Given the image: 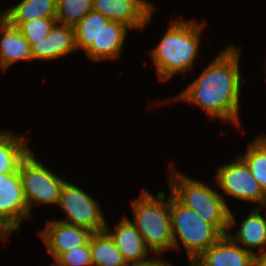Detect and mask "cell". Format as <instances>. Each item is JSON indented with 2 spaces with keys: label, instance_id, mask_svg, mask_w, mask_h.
I'll use <instances>...</instances> for the list:
<instances>
[{
  "label": "cell",
  "instance_id": "cell-4",
  "mask_svg": "<svg viewBox=\"0 0 266 266\" xmlns=\"http://www.w3.org/2000/svg\"><path fill=\"white\" fill-rule=\"evenodd\" d=\"M164 199V192H158L155 197L144 189L141 195L132 201V223L140 232L147 248L158 255L173 249L170 194L167 201Z\"/></svg>",
  "mask_w": 266,
  "mask_h": 266
},
{
  "label": "cell",
  "instance_id": "cell-9",
  "mask_svg": "<svg viewBox=\"0 0 266 266\" xmlns=\"http://www.w3.org/2000/svg\"><path fill=\"white\" fill-rule=\"evenodd\" d=\"M215 179L225 194L240 200L259 203L260 208L266 207V193L240 157L237 162L221 165Z\"/></svg>",
  "mask_w": 266,
  "mask_h": 266
},
{
  "label": "cell",
  "instance_id": "cell-14",
  "mask_svg": "<svg viewBox=\"0 0 266 266\" xmlns=\"http://www.w3.org/2000/svg\"><path fill=\"white\" fill-rule=\"evenodd\" d=\"M0 68L5 71L20 60H33L31 45L21 34L0 14Z\"/></svg>",
  "mask_w": 266,
  "mask_h": 266
},
{
  "label": "cell",
  "instance_id": "cell-3",
  "mask_svg": "<svg viewBox=\"0 0 266 266\" xmlns=\"http://www.w3.org/2000/svg\"><path fill=\"white\" fill-rule=\"evenodd\" d=\"M169 176L170 192L186 207L191 208L203 221L213 225L223 236L236 224L235 217L224 197L212 187L172 171Z\"/></svg>",
  "mask_w": 266,
  "mask_h": 266
},
{
  "label": "cell",
  "instance_id": "cell-16",
  "mask_svg": "<svg viewBox=\"0 0 266 266\" xmlns=\"http://www.w3.org/2000/svg\"><path fill=\"white\" fill-rule=\"evenodd\" d=\"M115 227L114 232H111L106 223L105 231L118 246L126 264L147 260V255L150 250L145 245L140 232L132 221L123 216L122 220Z\"/></svg>",
  "mask_w": 266,
  "mask_h": 266
},
{
  "label": "cell",
  "instance_id": "cell-20",
  "mask_svg": "<svg viewBox=\"0 0 266 266\" xmlns=\"http://www.w3.org/2000/svg\"><path fill=\"white\" fill-rule=\"evenodd\" d=\"M90 250L93 266H126L118 246L106 232L92 233Z\"/></svg>",
  "mask_w": 266,
  "mask_h": 266
},
{
  "label": "cell",
  "instance_id": "cell-22",
  "mask_svg": "<svg viewBox=\"0 0 266 266\" xmlns=\"http://www.w3.org/2000/svg\"><path fill=\"white\" fill-rule=\"evenodd\" d=\"M107 17L96 11H90L75 26L77 50H86L96 41L101 29L109 22Z\"/></svg>",
  "mask_w": 266,
  "mask_h": 266
},
{
  "label": "cell",
  "instance_id": "cell-5",
  "mask_svg": "<svg viewBox=\"0 0 266 266\" xmlns=\"http://www.w3.org/2000/svg\"><path fill=\"white\" fill-rule=\"evenodd\" d=\"M170 213L173 248L180 249L178 241L181 240L190 265L223 236L213 225L203 221L196 212L183 205L171 192Z\"/></svg>",
  "mask_w": 266,
  "mask_h": 266
},
{
  "label": "cell",
  "instance_id": "cell-6",
  "mask_svg": "<svg viewBox=\"0 0 266 266\" xmlns=\"http://www.w3.org/2000/svg\"><path fill=\"white\" fill-rule=\"evenodd\" d=\"M18 170L29 213L37 202L58 205L65 180L44 167L34 157L32 150L21 160Z\"/></svg>",
  "mask_w": 266,
  "mask_h": 266
},
{
  "label": "cell",
  "instance_id": "cell-15",
  "mask_svg": "<svg viewBox=\"0 0 266 266\" xmlns=\"http://www.w3.org/2000/svg\"><path fill=\"white\" fill-rule=\"evenodd\" d=\"M128 26L118 21H109L100 31L96 41L85 50L93 61L118 59L124 45Z\"/></svg>",
  "mask_w": 266,
  "mask_h": 266
},
{
  "label": "cell",
  "instance_id": "cell-17",
  "mask_svg": "<svg viewBox=\"0 0 266 266\" xmlns=\"http://www.w3.org/2000/svg\"><path fill=\"white\" fill-rule=\"evenodd\" d=\"M261 209L257 206L251 210L247 218L241 222L240 230L236 232L235 236H231L230 233L226 234L233 242L254 254L256 253L252 250L254 247H259L260 252L266 251L264 247L266 246V212L263 217Z\"/></svg>",
  "mask_w": 266,
  "mask_h": 266
},
{
  "label": "cell",
  "instance_id": "cell-10",
  "mask_svg": "<svg viewBox=\"0 0 266 266\" xmlns=\"http://www.w3.org/2000/svg\"><path fill=\"white\" fill-rule=\"evenodd\" d=\"M155 7L147 0H93V11L130 29H143Z\"/></svg>",
  "mask_w": 266,
  "mask_h": 266
},
{
  "label": "cell",
  "instance_id": "cell-23",
  "mask_svg": "<svg viewBox=\"0 0 266 266\" xmlns=\"http://www.w3.org/2000/svg\"><path fill=\"white\" fill-rule=\"evenodd\" d=\"M93 10V0H57L56 22L75 27Z\"/></svg>",
  "mask_w": 266,
  "mask_h": 266
},
{
  "label": "cell",
  "instance_id": "cell-7",
  "mask_svg": "<svg viewBox=\"0 0 266 266\" xmlns=\"http://www.w3.org/2000/svg\"><path fill=\"white\" fill-rule=\"evenodd\" d=\"M58 205L67 216L60 221L86 228L92 233L105 231L107 222L100 204L81 188L65 181Z\"/></svg>",
  "mask_w": 266,
  "mask_h": 266
},
{
  "label": "cell",
  "instance_id": "cell-2",
  "mask_svg": "<svg viewBox=\"0 0 266 266\" xmlns=\"http://www.w3.org/2000/svg\"><path fill=\"white\" fill-rule=\"evenodd\" d=\"M202 26L194 20L170 22L167 32L150 53L160 80H168L178 73L186 77L197 58Z\"/></svg>",
  "mask_w": 266,
  "mask_h": 266
},
{
  "label": "cell",
  "instance_id": "cell-27",
  "mask_svg": "<svg viewBox=\"0 0 266 266\" xmlns=\"http://www.w3.org/2000/svg\"><path fill=\"white\" fill-rule=\"evenodd\" d=\"M253 266H266V251L254 254V265Z\"/></svg>",
  "mask_w": 266,
  "mask_h": 266
},
{
  "label": "cell",
  "instance_id": "cell-8",
  "mask_svg": "<svg viewBox=\"0 0 266 266\" xmlns=\"http://www.w3.org/2000/svg\"><path fill=\"white\" fill-rule=\"evenodd\" d=\"M19 170L0 174V240L5 241L29 217Z\"/></svg>",
  "mask_w": 266,
  "mask_h": 266
},
{
  "label": "cell",
  "instance_id": "cell-19",
  "mask_svg": "<svg viewBox=\"0 0 266 266\" xmlns=\"http://www.w3.org/2000/svg\"><path fill=\"white\" fill-rule=\"evenodd\" d=\"M24 135L0 132V174L18 171L21 160L29 153Z\"/></svg>",
  "mask_w": 266,
  "mask_h": 266
},
{
  "label": "cell",
  "instance_id": "cell-26",
  "mask_svg": "<svg viewBox=\"0 0 266 266\" xmlns=\"http://www.w3.org/2000/svg\"><path fill=\"white\" fill-rule=\"evenodd\" d=\"M161 259L160 256L158 258H148L142 262L128 263L126 266H171L168 262Z\"/></svg>",
  "mask_w": 266,
  "mask_h": 266
},
{
  "label": "cell",
  "instance_id": "cell-21",
  "mask_svg": "<svg viewBox=\"0 0 266 266\" xmlns=\"http://www.w3.org/2000/svg\"><path fill=\"white\" fill-rule=\"evenodd\" d=\"M240 158L249 167L252 176L266 193V135L261 134L255 138Z\"/></svg>",
  "mask_w": 266,
  "mask_h": 266
},
{
  "label": "cell",
  "instance_id": "cell-12",
  "mask_svg": "<svg viewBox=\"0 0 266 266\" xmlns=\"http://www.w3.org/2000/svg\"><path fill=\"white\" fill-rule=\"evenodd\" d=\"M254 253L222 236L190 266H253Z\"/></svg>",
  "mask_w": 266,
  "mask_h": 266
},
{
  "label": "cell",
  "instance_id": "cell-24",
  "mask_svg": "<svg viewBox=\"0 0 266 266\" xmlns=\"http://www.w3.org/2000/svg\"><path fill=\"white\" fill-rule=\"evenodd\" d=\"M55 23V18H39L24 21L17 28L32 47L50 33Z\"/></svg>",
  "mask_w": 266,
  "mask_h": 266
},
{
  "label": "cell",
  "instance_id": "cell-13",
  "mask_svg": "<svg viewBox=\"0 0 266 266\" xmlns=\"http://www.w3.org/2000/svg\"><path fill=\"white\" fill-rule=\"evenodd\" d=\"M34 59L52 60L77 50L75 27L55 23L50 33L31 47Z\"/></svg>",
  "mask_w": 266,
  "mask_h": 266
},
{
  "label": "cell",
  "instance_id": "cell-11",
  "mask_svg": "<svg viewBox=\"0 0 266 266\" xmlns=\"http://www.w3.org/2000/svg\"><path fill=\"white\" fill-rule=\"evenodd\" d=\"M92 232L86 228L68 224L60 220L48 221L39 235L45 243L48 253L56 261L63 253L85 245Z\"/></svg>",
  "mask_w": 266,
  "mask_h": 266
},
{
  "label": "cell",
  "instance_id": "cell-25",
  "mask_svg": "<svg viewBox=\"0 0 266 266\" xmlns=\"http://www.w3.org/2000/svg\"><path fill=\"white\" fill-rule=\"evenodd\" d=\"M54 266H93L90 238L89 241L83 245L63 253L55 262Z\"/></svg>",
  "mask_w": 266,
  "mask_h": 266
},
{
  "label": "cell",
  "instance_id": "cell-1",
  "mask_svg": "<svg viewBox=\"0 0 266 266\" xmlns=\"http://www.w3.org/2000/svg\"><path fill=\"white\" fill-rule=\"evenodd\" d=\"M240 48L229 45L217 54L201 74L169 101L184 100L201 107L211 119L240 125L239 99L241 73L239 70Z\"/></svg>",
  "mask_w": 266,
  "mask_h": 266
},
{
  "label": "cell",
  "instance_id": "cell-18",
  "mask_svg": "<svg viewBox=\"0 0 266 266\" xmlns=\"http://www.w3.org/2000/svg\"><path fill=\"white\" fill-rule=\"evenodd\" d=\"M57 0H21L4 12V18L15 27L39 18H56Z\"/></svg>",
  "mask_w": 266,
  "mask_h": 266
}]
</instances>
